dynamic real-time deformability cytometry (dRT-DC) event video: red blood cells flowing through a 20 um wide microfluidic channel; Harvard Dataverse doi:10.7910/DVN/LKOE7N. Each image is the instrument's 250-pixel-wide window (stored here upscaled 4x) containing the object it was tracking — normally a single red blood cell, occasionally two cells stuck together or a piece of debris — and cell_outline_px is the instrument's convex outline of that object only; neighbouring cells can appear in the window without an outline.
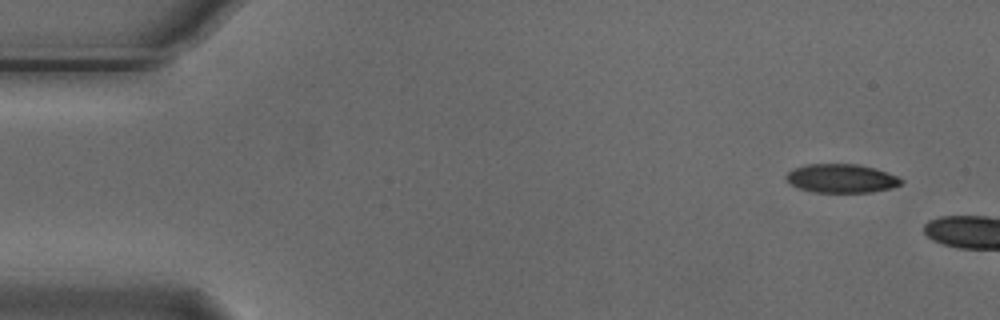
{"species": "Egyptian fruit bat (a non-hibernating species)", "species_latin": "Rousettus aegyptiacus", "temperature_condition": "cold", "stored_images_in_passage": 2, "camera_frame_rate_fps": 3000, "um_per_image_px": 0.085, "animal": {"sex": "male"}, "frame": {"image": 1, "passage_image": 1, "time_ms": 0.0, "image_size_px": [1000, 320], "cell_outline_px": [[904, 180], [900, 184], [892, 188], [872, 192], [816, 192], [800, 188], [792, 184], [784, 176], [792, 168], [808, 164], [856, 164], [876, 168], [896, 176]], "centroid_in_image_um": [71.53, 15.16], "position_along_channel_um": 13.5, "area_um2": 19.13}}